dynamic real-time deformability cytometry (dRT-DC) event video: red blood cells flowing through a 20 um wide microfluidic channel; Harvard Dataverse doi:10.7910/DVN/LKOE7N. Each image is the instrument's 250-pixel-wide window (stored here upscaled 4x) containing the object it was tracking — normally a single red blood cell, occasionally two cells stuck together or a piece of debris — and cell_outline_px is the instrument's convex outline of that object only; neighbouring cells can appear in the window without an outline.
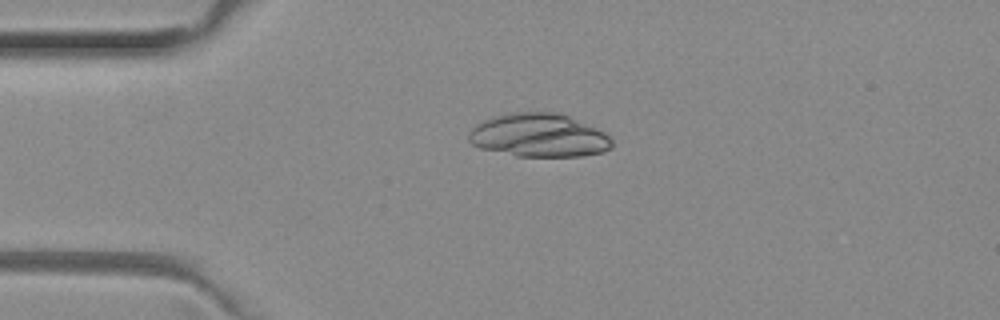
{"species": "common noctule bat (a hibernating species)", "species_latin": "Nyctalus noctula", "temperature_condition": "room temperature", "stored_images_in_passage": 53, "segment_of_instrument_passage": [1, 2], "camera_frame_rate_fps": 3000, "um_per_image_px": 0.085, "animal": {"sex": "female", "body_mass_g": 29.2, "forearm_length_mm": 56.3}, "frame": {"image": 1, "passage_image": 12, "time_ms": 3.667, "image_size_px": [1000, 320], "cell_outline_px": [[612, 148], [604, 152], [584, 156], [516, 156], [480, 148], [472, 144], [468, 140], [468, 136], [472, 128], [476, 124], [484, 120], [516, 112], [556, 112], [568, 116], [596, 128], [604, 132], [612, 140]], "centroid_in_image_um": [45.82, 11.52], "position_along_channel_um": 39.2, "area_um2": 36.01}}